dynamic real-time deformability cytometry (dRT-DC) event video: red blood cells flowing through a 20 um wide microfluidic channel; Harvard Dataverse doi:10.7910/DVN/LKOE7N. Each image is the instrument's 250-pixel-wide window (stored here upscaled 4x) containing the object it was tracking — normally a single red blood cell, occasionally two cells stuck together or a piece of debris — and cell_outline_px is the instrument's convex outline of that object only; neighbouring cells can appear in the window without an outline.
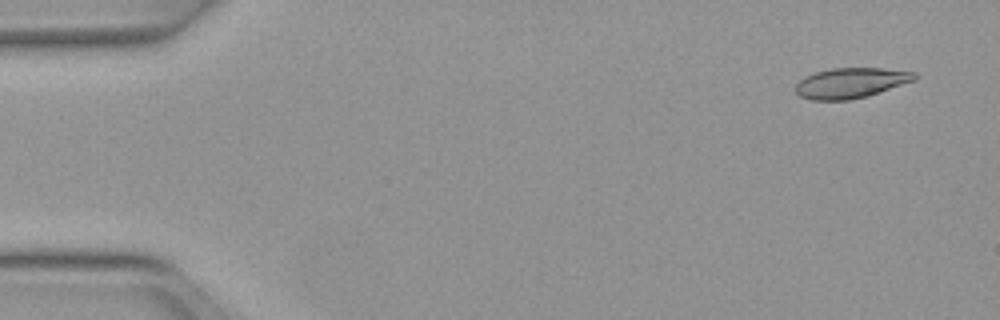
{"species": "Egyptian fruit bat (a non-hibernating species)", "species_latin": "Rousettus aegyptiacus", "temperature_condition": "warm", "stored_images_in_passage": 51, "camera_frame_rate_fps": 3000, "um_per_image_px": 0.085, "animal": {"sex": "female"}, "frame": {"image": 1, "passage_image": 3, "time_ms": 0.667, "image_size_px": [1000, 320], "cell_outline_px": [[920, 76], [916, 80], [868, 96], [848, 100], [812, 100], [800, 96], [796, 92], [796, 84], [804, 76], [816, 72], [832, 68], [884, 68], [916, 72]], "centroid_in_image_um": [72.36, 7.04], "position_along_channel_um": 12.6, "area_um2": 21.15}}
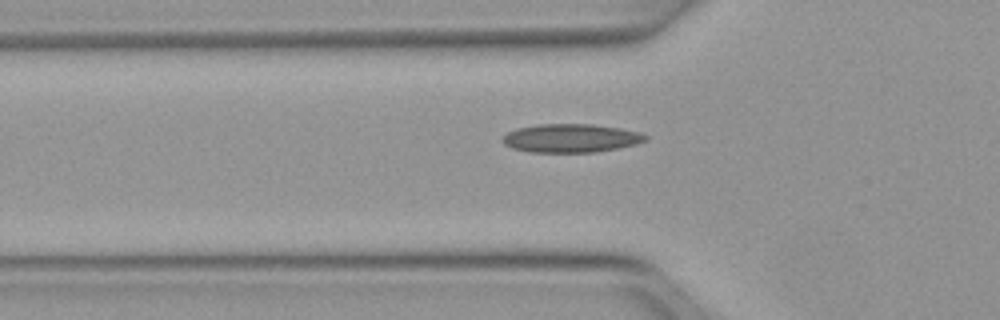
{"frame": {"image": 2, "passage_image": 17, "time_ms": 5.333, "image_size_px": [1000, 320], "cell_outline_px": [[648, 140], [636, 144], [620, 148], [596, 152], [532, 152], [512, 148], [504, 144], [500, 140], [508, 132], [516, 128], [536, 124], [592, 124], [620, 128], [640, 132], [648, 136]], "centroid_in_image_um": [48.54, 11.74], "position_along_channel_um": 77.3, "area_um2": 23.93}}
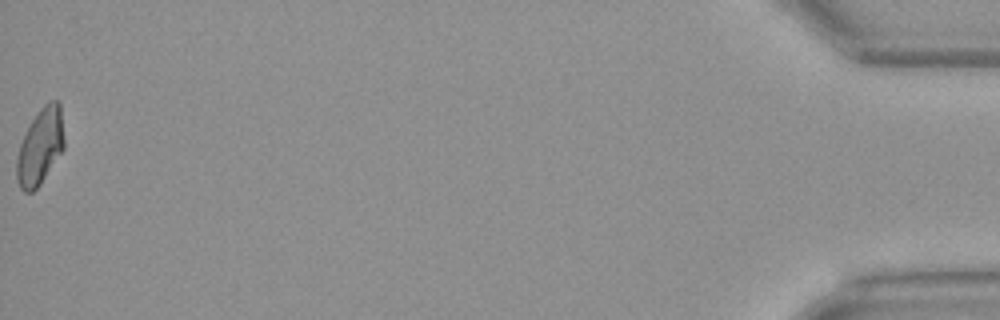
{"frame": {"image": 3, "passage_image": 51, "time_ms": 16.667, "image_size_px": [1000, 320], "cell_outline_px": [[64, 148], [40, 184], [32, 192], [24, 192], [20, 188], [16, 180], [16, 160], [20, 144], [36, 112], [44, 104], [52, 100], [56, 100], [60, 104], [64, 140]], "centroid_in_image_um": [3.41, 12.47], "position_along_channel_um": 431.8, "area_um2": 20.87}, "authors_computed_cell_mechanics": {"area_um2": 21.386, "velocity_mm_per_s": 4.0254, "shape_relaxation_time_tau1_ms": null, "shape_relaxation_time_tau2_ms": 2.2758, "deformation_change_tau1": null, "deformation_change_tau2": 0.0823}}